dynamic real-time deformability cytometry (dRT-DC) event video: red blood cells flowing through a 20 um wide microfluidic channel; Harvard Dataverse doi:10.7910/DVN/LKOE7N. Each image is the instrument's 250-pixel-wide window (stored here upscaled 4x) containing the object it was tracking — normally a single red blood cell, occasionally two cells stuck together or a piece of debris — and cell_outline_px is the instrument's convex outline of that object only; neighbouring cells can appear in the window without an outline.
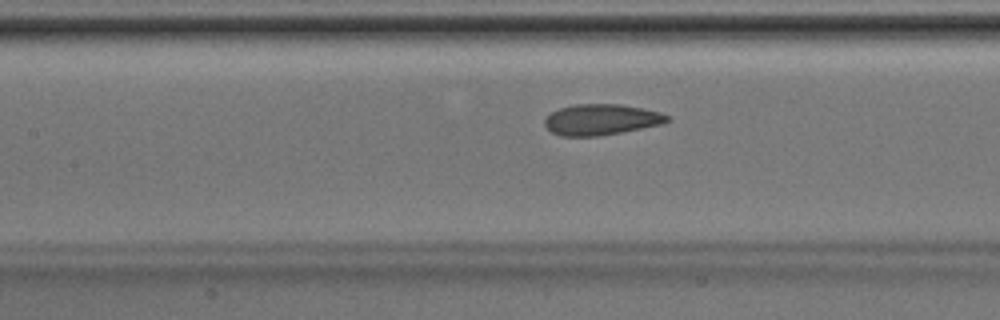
{"species": "Egyptian fruit bat (a non-hibernating species)", "species_latin": "Rousettus aegyptiacus", "temperature_condition": "room temperature", "stored_images_in_passage": 30, "camera_frame_rate_fps": 3000, "um_per_image_px": 0.085, "animal": {"sex": "male"}, "frame": {"image": 1, "passage_image": 9, "time_ms": 2.667, "image_size_px": [1000, 320], "cell_outline_px": [[672, 120], [664, 124], [620, 132], [596, 136], [560, 136], [552, 132], [544, 124], [544, 120], [552, 112], [560, 108], [576, 104], [620, 104], [660, 112], [668, 116]], "centroid_in_image_um": [51.12, 10.16], "position_along_channel_um": 156.3, "area_um2": 21.91}}
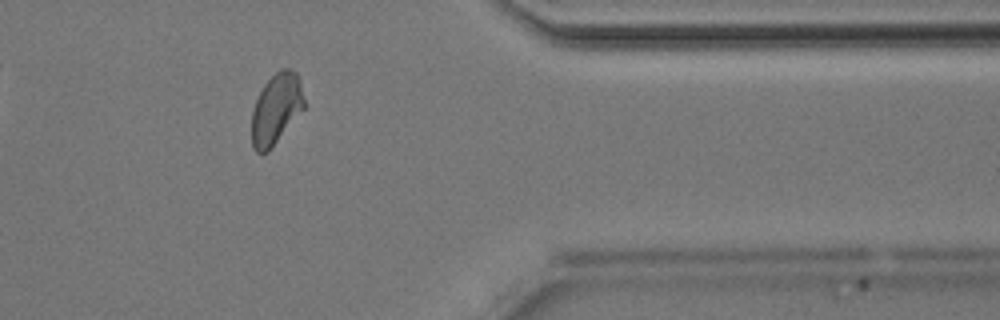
{"frame": {"image": 2, "passage_image": 26, "time_ms": 8.333, "image_size_px": [1000, 320], "cell_outline_px": [[304, 108], [268, 152], [256, 152], [252, 148], [252, 112], [256, 100], [264, 84], [280, 68], [292, 68], [296, 72], [300, 80], [304, 100]], "centroid_in_image_um": [23.47, 9.24], "position_along_channel_um": 387.9, "area_um2": 21.44}}